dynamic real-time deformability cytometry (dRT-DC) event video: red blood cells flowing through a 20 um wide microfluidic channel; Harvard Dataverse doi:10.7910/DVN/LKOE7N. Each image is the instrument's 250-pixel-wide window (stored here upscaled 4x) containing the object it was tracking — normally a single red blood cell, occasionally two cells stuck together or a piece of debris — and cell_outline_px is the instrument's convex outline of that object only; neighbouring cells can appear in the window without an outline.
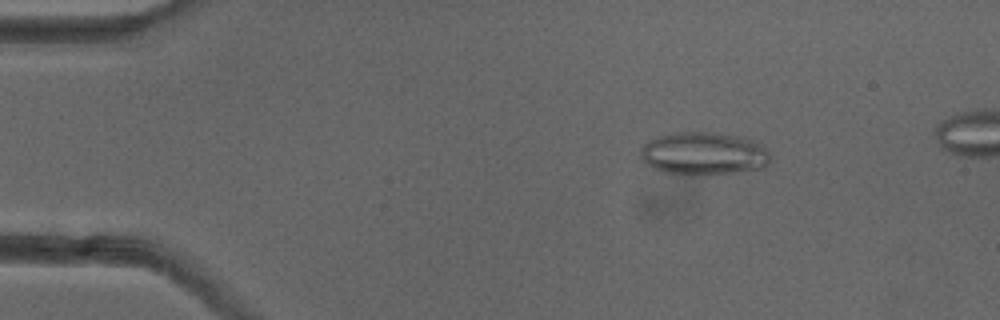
{"species": "common noctule bat (a hibernating species)", "species_latin": "Nyctalus noctula", "temperature_condition": "cold", "stored_images_in_passage": 49, "camera_frame_rate_fps": 3000, "um_per_image_px": 0.085, "animal": {"sex": "female"}, "frame": {"image": 1, "passage_image": 8, "time_ms": 2.333, "image_size_px": [1000, 320], "cell_outline_px": [[768, 164], [764, 168], [732, 172], [664, 172], [640, 160], [640, 148], [648, 140], [656, 136], [668, 132], [712, 132], [736, 136], [752, 140], [760, 144], [768, 152]], "centroid_in_image_um": [59.76, 13.0], "position_along_channel_um": 25.2, "area_um2": 31.56}}
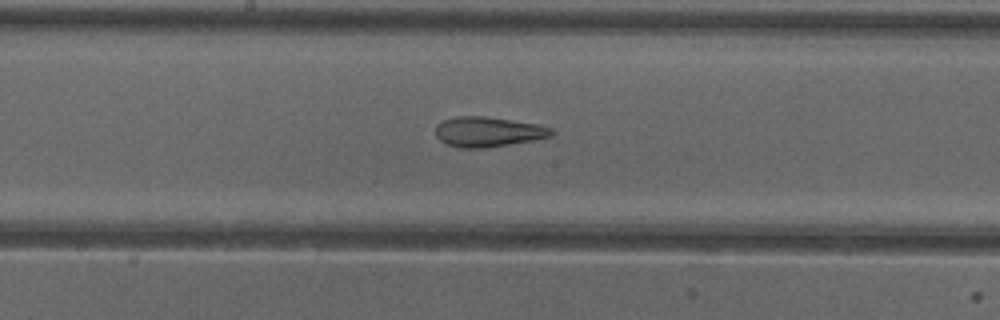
{"frame": {"image": 2, "passage_image": 27, "time_ms": 8.667, "image_size_px": [1000, 320], "cell_outline_px": [[556, 132], [552, 136], [532, 140], [508, 144], [480, 148], [460, 148], [444, 144], [436, 136], [436, 124], [444, 120], [456, 116], [484, 116], [536, 124], [552, 128]], "centroid_in_image_um": [41.46, 11.2], "position_along_channel_um": 206.7, "area_um2": 20.17}}
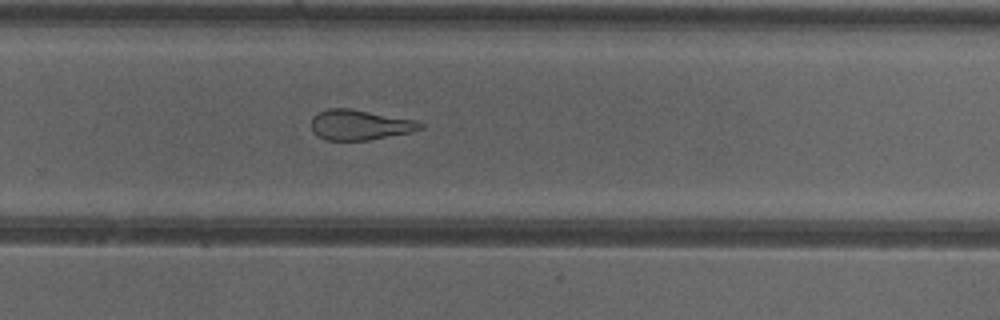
{"frame": {"image": 3, "passage_image": 34, "time_ms": 11.0, "image_size_px": [1000, 320], "cell_outline_px": [[424, 128], [412, 132], [368, 140], [324, 140], [312, 132], [312, 116], [316, 112], [328, 108], [352, 108], [416, 120], [424, 124]], "centroid_in_image_um": [30.58, 10.6], "position_along_channel_um": 299.2, "area_um2": 19.48}}